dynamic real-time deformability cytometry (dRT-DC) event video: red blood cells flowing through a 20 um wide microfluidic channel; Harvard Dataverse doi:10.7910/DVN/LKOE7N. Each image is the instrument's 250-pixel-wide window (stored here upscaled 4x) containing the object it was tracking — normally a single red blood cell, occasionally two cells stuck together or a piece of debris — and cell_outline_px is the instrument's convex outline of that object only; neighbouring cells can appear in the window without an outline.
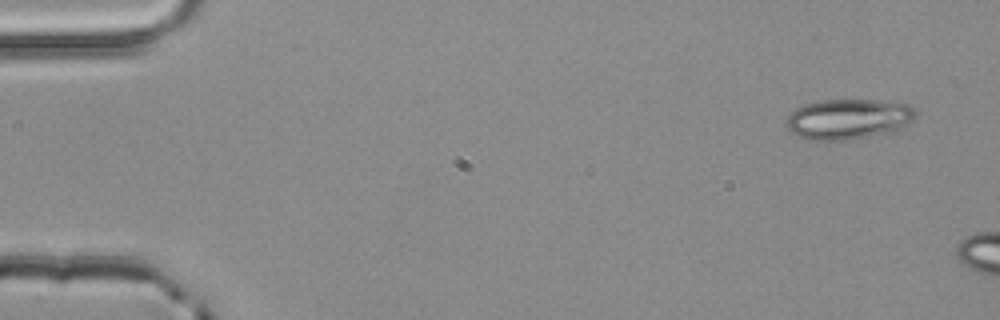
{"species": "common noctule bat (a hibernating species)", "species_latin": "Nyctalus noctula", "temperature_condition": "room temperature", "stored_images_in_passage": 3, "camera_frame_rate_fps": 3000, "um_per_image_px": 0.085, "animal": {"sex": "male", "body_mass_g": 20.4}, "frame": {"image": 1, "passage_image": 1, "time_ms": 0.0, "image_size_px": [1000, 320], "cell_outline_px": [[916, 116], [904, 128], [888, 132], [848, 140], [808, 140], [796, 136], [788, 128], [788, 116], [796, 108], [804, 104], [820, 100], [876, 100], [912, 104], [916, 108]], "centroid_in_image_um": [72.15, 10.11], "position_along_channel_um": 12.9, "area_um2": 30.52}}